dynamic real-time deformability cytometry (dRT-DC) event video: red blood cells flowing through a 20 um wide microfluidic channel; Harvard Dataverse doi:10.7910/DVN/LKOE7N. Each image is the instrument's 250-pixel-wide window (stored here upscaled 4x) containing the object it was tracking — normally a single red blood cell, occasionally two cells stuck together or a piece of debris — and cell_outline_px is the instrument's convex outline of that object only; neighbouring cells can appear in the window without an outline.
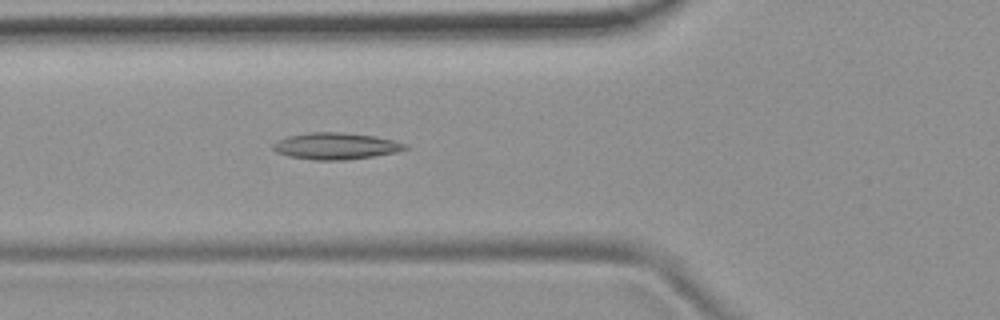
{"species": "common noctule bat (a hibernating species)", "species_latin": "Nyctalus noctula", "temperature_condition": "room temperature", "stored_images_in_passage": 39, "camera_frame_rate_fps": 3000, "um_per_image_px": 0.085, "animal": {"sex": "female", "body_mass_g": 19.9}, "frame": {"image": 1, "passage_image": 6, "time_ms": 1.667, "image_size_px": [1000, 320], "cell_outline_px": [[408, 148], [396, 152], [372, 156], [344, 160], [312, 160], [288, 156], [276, 152], [272, 148], [272, 144], [276, 140], [288, 136], [308, 132], [340, 132], [372, 136], [392, 140], [408, 144]], "centroid_in_image_um": [28.48, 12.41], "position_along_channel_um": 97.3, "area_um2": 20.46}}
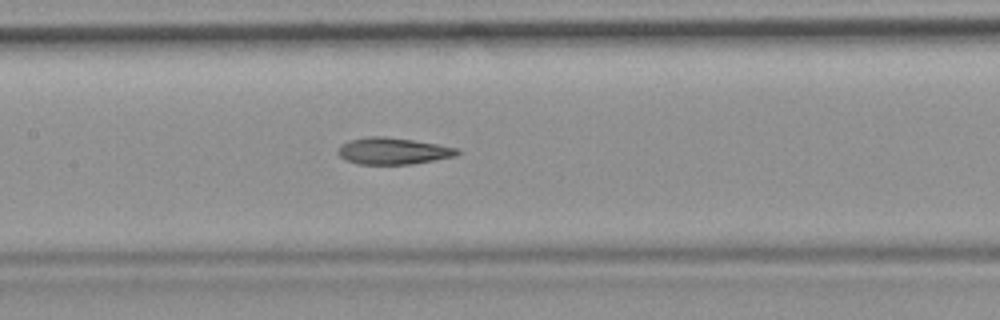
{"frame": {"image": 2, "passage_image": 12, "time_ms": 3.667, "image_size_px": [1000, 320], "cell_outline_px": [[460, 152], [456, 156], [412, 164], [360, 164], [348, 160], [340, 156], [336, 152], [340, 144], [352, 140], [368, 136], [384, 136], [412, 140], [460, 148]], "centroid_in_image_um": [33.42, 12.83], "position_along_channel_um": 174.0, "area_um2": 18.44}}
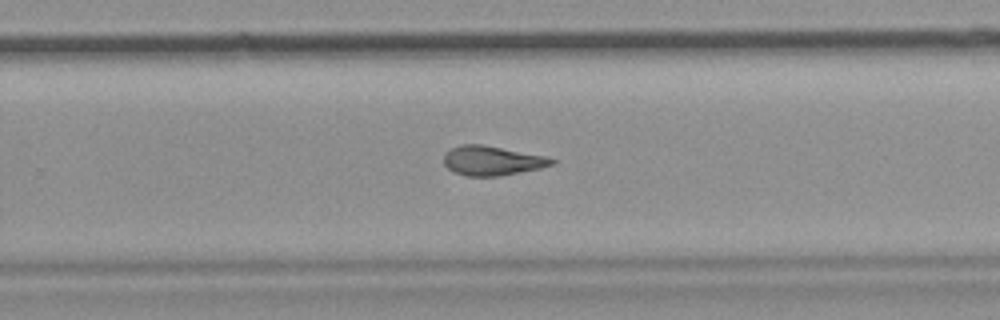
{"frame": {"image": 3, "passage_image": 21, "time_ms": 6.667, "image_size_px": [1000, 320], "cell_outline_px": [[556, 164], [540, 168], [500, 176], [468, 176], [452, 172], [444, 164], [444, 152], [460, 144], [484, 144], [548, 156], [556, 160]], "centroid_in_image_um": [41.84, 13.64], "position_along_channel_um": 288.0, "area_um2": 18.84}, "authors_computed_cell_mechanics": {"area_um2": 18.8428, "velocity_mm_per_s": 3.8157, "shape_relaxation_time_tau1_ms": null, "shape_relaxation_time_tau2_ms": 2.3415, "deformation_change_tau1": null, "deformation_change_tau2": 0.0956}}